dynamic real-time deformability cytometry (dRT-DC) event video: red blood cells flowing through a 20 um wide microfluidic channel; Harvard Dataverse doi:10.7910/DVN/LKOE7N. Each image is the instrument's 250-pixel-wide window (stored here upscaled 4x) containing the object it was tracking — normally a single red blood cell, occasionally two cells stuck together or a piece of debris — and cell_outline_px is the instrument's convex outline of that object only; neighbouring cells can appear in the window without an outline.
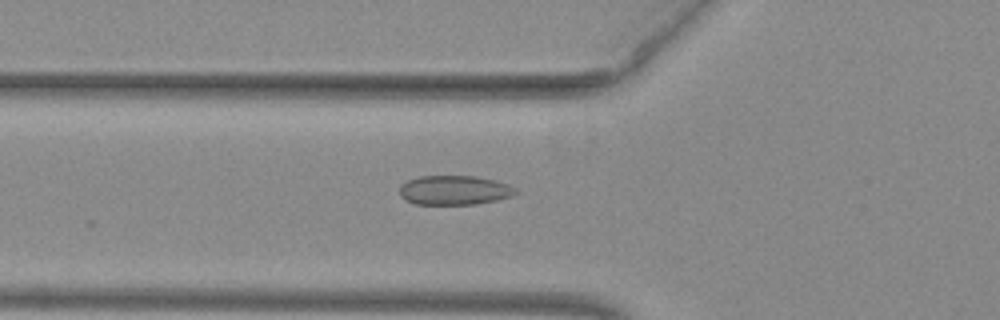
{"species": "common noctule bat (a hibernating species)", "species_latin": "Nyctalus noctula", "temperature_condition": "warm", "stored_images_in_passage": 49, "camera_frame_rate_fps": 3000, "um_per_image_px": 0.085, "animal": {"sex": "female", "body_mass_g": 29.2, "forearm_length_mm": 56.3}, "frame": {"image": 1, "passage_image": 16, "time_ms": 5.0, "image_size_px": [1000, 320], "cell_outline_px": [[516, 192], [512, 196], [496, 200], [476, 204], [416, 204], [400, 196], [400, 184], [408, 180], [420, 176], [476, 176], [496, 180], [508, 184], [516, 188]], "centroid_in_image_um": [38.63, 16.16], "position_along_channel_um": 87.2, "area_um2": 19.83}}
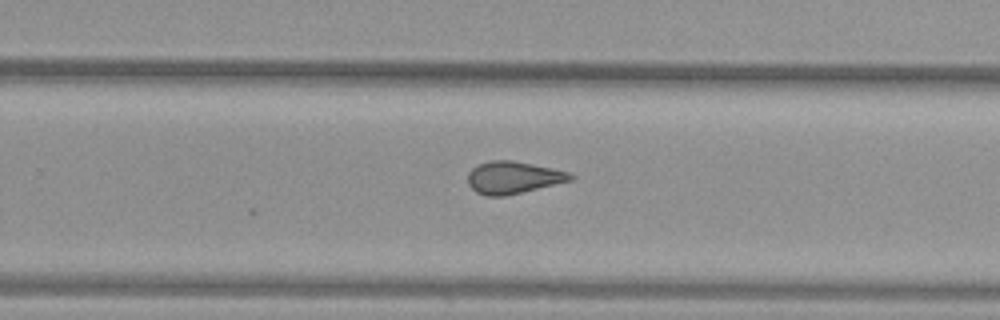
{"frame": {"image": 2, "passage_image": 31, "time_ms": 10.0, "image_size_px": [1000, 320], "cell_outline_px": [[576, 176], [572, 180], [504, 196], [484, 196], [476, 192], [468, 184], [468, 172], [476, 164], [488, 160], [512, 160], [552, 168], [568, 172]], "centroid_in_image_um": [43.58, 15.08], "position_along_channel_um": 286.2, "area_um2": 19.31}}
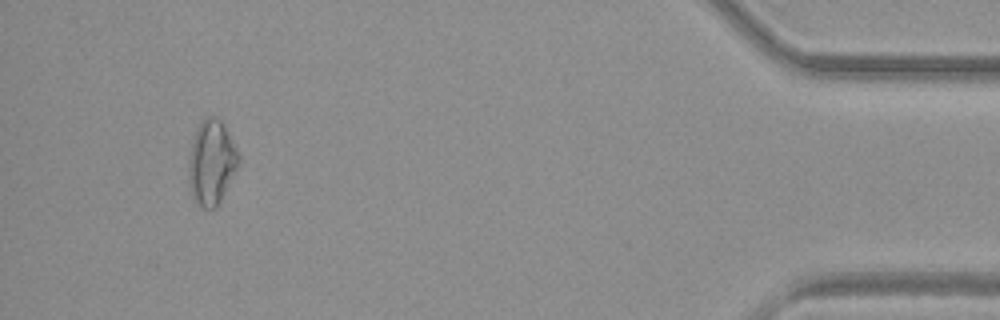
{"frame": {"image": 3, "passage_image": 46, "time_ms": 15.0, "image_size_px": [1000, 320], "cell_outline_px": [[240, 160], [216, 208], [200, 208], [192, 200], [188, 184], [188, 160], [192, 140], [196, 128], [200, 120], [208, 116], [216, 116], [224, 124], [240, 156]], "centroid_in_image_um": [17.93, 13.8], "position_along_channel_um": 417.3, "area_um2": 24.85}, "authors_computed_cell_mechanics": {"area_um2": 20.4034, "velocity_mm_per_s": 3.9776, "shape_relaxation_time_tau1_ms": null, "shape_relaxation_time_tau2_ms": 1.6799, "deformation_change_tau1": null, "deformation_change_tau2": 0.0788}}